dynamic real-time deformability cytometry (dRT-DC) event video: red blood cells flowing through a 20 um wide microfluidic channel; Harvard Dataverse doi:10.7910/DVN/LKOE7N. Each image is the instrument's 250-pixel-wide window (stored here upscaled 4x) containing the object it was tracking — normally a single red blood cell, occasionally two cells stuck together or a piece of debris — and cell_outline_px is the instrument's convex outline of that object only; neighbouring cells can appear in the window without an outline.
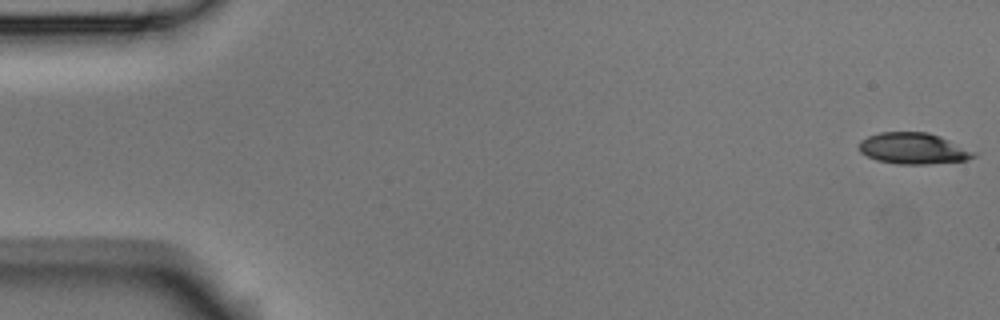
{"species": "Egyptian fruit bat (a non-hibernating species)", "species_latin": "Rousettus aegyptiacus", "temperature_condition": "room temperature", "stored_images_in_passage": 5, "camera_frame_rate_fps": 3000, "um_per_image_px": 0.085, "animal": {"sex": "male"}, "frame": {"image": 1, "passage_image": 1, "time_ms": 0.0, "image_size_px": [1000, 320], "cell_outline_px": [[976, 156], [968, 160], [924, 164], [896, 164], [876, 160], [860, 152], [860, 140], [868, 136], [880, 132], [928, 132], [940, 136], [976, 152]], "centroid_in_image_um": [77.63, 12.62], "position_along_channel_um": 7.4, "area_um2": 20.81}}
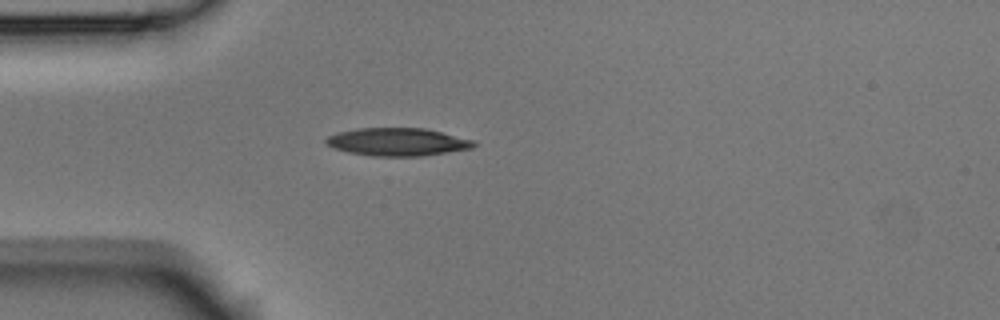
{"frame": {"image": 2, "passage_image": 5, "time_ms": 1.333, "image_size_px": [1000, 320], "cell_outline_px": [[476, 144], [472, 148], [420, 156], [372, 156], [348, 152], [332, 148], [324, 144], [324, 140], [328, 136], [336, 132], [356, 128], [424, 128], [476, 140]], "centroid_in_image_um": [33.74, 12.06], "position_along_channel_um": 51.3, "area_um2": 24.16}}